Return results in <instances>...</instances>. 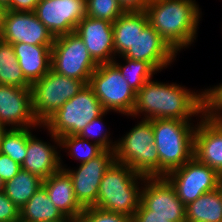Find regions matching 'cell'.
<instances>
[{
  "instance_id": "19",
  "label": "cell",
  "mask_w": 222,
  "mask_h": 222,
  "mask_svg": "<svg viewBox=\"0 0 222 222\" xmlns=\"http://www.w3.org/2000/svg\"><path fill=\"white\" fill-rule=\"evenodd\" d=\"M48 132L57 146L44 142L31 133L27 140V154L21 164V169L39 176L42 180L61 169V156L57 150L60 146L59 138Z\"/></svg>"
},
{
  "instance_id": "34",
  "label": "cell",
  "mask_w": 222,
  "mask_h": 222,
  "mask_svg": "<svg viewBox=\"0 0 222 222\" xmlns=\"http://www.w3.org/2000/svg\"><path fill=\"white\" fill-rule=\"evenodd\" d=\"M16 221H20V210L4 192H0V222Z\"/></svg>"
},
{
  "instance_id": "25",
  "label": "cell",
  "mask_w": 222,
  "mask_h": 222,
  "mask_svg": "<svg viewBox=\"0 0 222 222\" xmlns=\"http://www.w3.org/2000/svg\"><path fill=\"white\" fill-rule=\"evenodd\" d=\"M43 180L26 170L21 169L11 180L5 182V195L19 210L42 187Z\"/></svg>"
},
{
  "instance_id": "9",
  "label": "cell",
  "mask_w": 222,
  "mask_h": 222,
  "mask_svg": "<svg viewBox=\"0 0 222 222\" xmlns=\"http://www.w3.org/2000/svg\"><path fill=\"white\" fill-rule=\"evenodd\" d=\"M98 64L89 54L83 40L75 33L56 37L51 48V69L58 74L88 84Z\"/></svg>"
},
{
  "instance_id": "8",
  "label": "cell",
  "mask_w": 222,
  "mask_h": 222,
  "mask_svg": "<svg viewBox=\"0 0 222 222\" xmlns=\"http://www.w3.org/2000/svg\"><path fill=\"white\" fill-rule=\"evenodd\" d=\"M88 85L105 111L131 117L136 102V92L124 80L119 69L111 63L99 64Z\"/></svg>"
},
{
  "instance_id": "37",
  "label": "cell",
  "mask_w": 222,
  "mask_h": 222,
  "mask_svg": "<svg viewBox=\"0 0 222 222\" xmlns=\"http://www.w3.org/2000/svg\"><path fill=\"white\" fill-rule=\"evenodd\" d=\"M152 0H119L125 11H145Z\"/></svg>"
},
{
  "instance_id": "22",
  "label": "cell",
  "mask_w": 222,
  "mask_h": 222,
  "mask_svg": "<svg viewBox=\"0 0 222 222\" xmlns=\"http://www.w3.org/2000/svg\"><path fill=\"white\" fill-rule=\"evenodd\" d=\"M145 11H125L113 23L115 56H122L134 43L138 33L148 24Z\"/></svg>"
},
{
  "instance_id": "29",
  "label": "cell",
  "mask_w": 222,
  "mask_h": 222,
  "mask_svg": "<svg viewBox=\"0 0 222 222\" xmlns=\"http://www.w3.org/2000/svg\"><path fill=\"white\" fill-rule=\"evenodd\" d=\"M60 149L68 151L66 153L78 160L80 164L88 162L100 155L104 149L94 142L83 139L78 135H68L59 138Z\"/></svg>"
},
{
  "instance_id": "44",
  "label": "cell",
  "mask_w": 222,
  "mask_h": 222,
  "mask_svg": "<svg viewBox=\"0 0 222 222\" xmlns=\"http://www.w3.org/2000/svg\"><path fill=\"white\" fill-rule=\"evenodd\" d=\"M70 222H84L81 218L72 219Z\"/></svg>"
},
{
  "instance_id": "42",
  "label": "cell",
  "mask_w": 222,
  "mask_h": 222,
  "mask_svg": "<svg viewBox=\"0 0 222 222\" xmlns=\"http://www.w3.org/2000/svg\"><path fill=\"white\" fill-rule=\"evenodd\" d=\"M4 185H5V182L0 177V192H4Z\"/></svg>"
},
{
  "instance_id": "21",
  "label": "cell",
  "mask_w": 222,
  "mask_h": 222,
  "mask_svg": "<svg viewBox=\"0 0 222 222\" xmlns=\"http://www.w3.org/2000/svg\"><path fill=\"white\" fill-rule=\"evenodd\" d=\"M12 46L22 73L30 84L43 78L51 69L52 46L25 43H14Z\"/></svg>"
},
{
  "instance_id": "27",
  "label": "cell",
  "mask_w": 222,
  "mask_h": 222,
  "mask_svg": "<svg viewBox=\"0 0 222 222\" xmlns=\"http://www.w3.org/2000/svg\"><path fill=\"white\" fill-rule=\"evenodd\" d=\"M116 58L117 57H115L112 63L119 69L124 80L136 93L158 72L149 62L121 57L126 63L121 64L117 62Z\"/></svg>"
},
{
  "instance_id": "32",
  "label": "cell",
  "mask_w": 222,
  "mask_h": 222,
  "mask_svg": "<svg viewBox=\"0 0 222 222\" xmlns=\"http://www.w3.org/2000/svg\"><path fill=\"white\" fill-rule=\"evenodd\" d=\"M205 114L212 120L222 122V83L204 89Z\"/></svg>"
},
{
  "instance_id": "16",
  "label": "cell",
  "mask_w": 222,
  "mask_h": 222,
  "mask_svg": "<svg viewBox=\"0 0 222 222\" xmlns=\"http://www.w3.org/2000/svg\"><path fill=\"white\" fill-rule=\"evenodd\" d=\"M178 54L148 23L138 33L133 45L120 57L149 62L158 72L176 60Z\"/></svg>"
},
{
  "instance_id": "4",
  "label": "cell",
  "mask_w": 222,
  "mask_h": 222,
  "mask_svg": "<svg viewBox=\"0 0 222 222\" xmlns=\"http://www.w3.org/2000/svg\"><path fill=\"white\" fill-rule=\"evenodd\" d=\"M156 151L159 155V176L183 166L194 156L192 120L153 119Z\"/></svg>"
},
{
  "instance_id": "15",
  "label": "cell",
  "mask_w": 222,
  "mask_h": 222,
  "mask_svg": "<svg viewBox=\"0 0 222 222\" xmlns=\"http://www.w3.org/2000/svg\"><path fill=\"white\" fill-rule=\"evenodd\" d=\"M0 123L9 129L41 128L33 114L30 88L0 85Z\"/></svg>"
},
{
  "instance_id": "40",
  "label": "cell",
  "mask_w": 222,
  "mask_h": 222,
  "mask_svg": "<svg viewBox=\"0 0 222 222\" xmlns=\"http://www.w3.org/2000/svg\"><path fill=\"white\" fill-rule=\"evenodd\" d=\"M7 129H8L7 127H5L4 125L0 123V146H1L3 135L5 134Z\"/></svg>"
},
{
  "instance_id": "6",
  "label": "cell",
  "mask_w": 222,
  "mask_h": 222,
  "mask_svg": "<svg viewBox=\"0 0 222 222\" xmlns=\"http://www.w3.org/2000/svg\"><path fill=\"white\" fill-rule=\"evenodd\" d=\"M105 112L92 88L85 86L70 100L66 101L41 127L57 138L78 135L93 119Z\"/></svg>"
},
{
  "instance_id": "31",
  "label": "cell",
  "mask_w": 222,
  "mask_h": 222,
  "mask_svg": "<svg viewBox=\"0 0 222 222\" xmlns=\"http://www.w3.org/2000/svg\"><path fill=\"white\" fill-rule=\"evenodd\" d=\"M108 114V111H105L99 117L93 119L90 123H88L82 131L78 134L79 137L83 139H91V142L98 144L104 150H115L117 141L111 140L109 137L110 132L104 129V121L103 116Z\"/></svg>"
},
{
  "instance_id": "14",
  "label": "cell",
  "mask_w": 222,
  "mask_h": 222,
  "mask_svg": "<svg viewBox=\"0 0 222 222\" xmlns=\"http://www.w3.org/2000/svg\"><path fill=\"white\" fill-rule=\"evenodd\" d=\"M54 38L75 32L86 16L85 0H40L34 11Z\"/></svg>"
},
{
  "instance_id": "2",
  "label": "cell",
  "mask_w": 222,
  "mask_h": 222,
  "mask_svg": "<svg viewBox=\"0 0 222 222\" xmlns=\"http://www.w3.org/2000/svg\"><path fill=\"white\" fill-rule=\"evenodd\" d=\"M196 3V0H152L145 10L149 24L177 54L196 40L202 15Z\"/></svg>"
},
{
  "instance_id": "45",
  "label": "cell",
  "mask_w": 222,
  "mask_h": 222,
  "mask_svg": "<svg viewBox=\"0 0 222 222\" xmlns=\"http://www.w3.org/2000/svg\"><path fill=\"white\" fill-rule=\"evenodd\" d=\"M218 188H219V190H220V192L222 194V180H220Z\"/></svg>"
},
{
  "instance_id": "12",
  "label": "cell",
  "mask_w": 222,
  "mask_h": 222,
  "mask_svg": "<svg viewBox=\"0 0 222 222\" xmlns=\"http://www.w3.org/2000/svg\"><path fill=\"white\" fill-rule=\"evenodd\" d=\"M114 162L115 151L112 150H104L97 157L80 164L76 170L63 166L61 159V169L71 177L75 197L83 208L95 206L102 177Z\"/></svg>"
},
{
  "instance_id": "33",
  "label": "cell",
  "mask_w": 222,
  "mask_h": 222,
  "mask_svg": "<svg viewBox=\"0 0 222 222\" xmlns=\"http://www.w3.org/2000/svg\"><path fill=\"white\" fill-rule=\"evenodd\" d=\"M84 222H133V217L112 213L98 207L84 208L81 217Z\"/></svg>"
},
{
  "instance_id": "24",
  "label": "cell",
  "mask_w": 222,
  "mask_h": 222,
  "mask_svg": "<svg viewBox=\"0 0 222 222\" xmlns=\"http://www.w3.org/2000/svg\"><path fill=\"white\" fill-rule=\"evenodd\" d=\"M65 219L67 217L54 206L43 187L20 210V222H52Z\"/></svg>"
},
{
  "instance_id": "7",
  "label": "cell",
  "mask_w": 222,
  "mask_h": 222,
  "mask_svg": "<svg viewBox=\"0 0 222 222\" xmlns=\"http://www.w3.org/2000/svg\"><path fill=\"white\" fill-rule=\"evenodd\" d=\"M84 86L83 81L58 74L52 69L43 78L32 83V110L39 124L42 125Z\"/></svg>"
},
{
  "instance_id": "38",
  "label": "cell",
  "mask_w": 222,
  "mask_h": 222,
  "mask_svg": "<svg viewBox=\"0 0 222 222\" xmlns=\"http://www.w3.org/2000/svg\"><path fill=\"white\" fill-rule=\"evenodd\" d=\"M133 222H169L168 218L161 216H133Z\"/></svg>"
},
{
  "instance_id": "11",
  "label": "cell",
  "mask_w": 222,
  "mask_h": 222,
  "mask_svg": "<svg viewBox=\"0 0 222 222\" xmlns=\"http://www.w3.org/2000/svg\"><path fill=\"white\" fill-rule=\"evenodd\" d=\"M164 177L171 183L185 206L204 193L216 190L220 182L219 173L194 156Z\"/></svg>"
},
{
  "instance_id": "35",
  "label": "cell",
  "mask_w": 222,
  "mask_h": 222,
  "mask_svg": "<svg viewBox=\"0 0 222 222\" xmlns=\"http://www.w3.org/2000/svg\"><path fill=\"white\" fill-rule=\"evenodd\" d=\"M21 170V165L9 156L0 153V177L4 182L11 180Z\"/></svg>"
},
{
  "instance_id": "1",
  "label": "cell",
  "mask_w": 222,
  "mask_h": 222,
  "mask_svg": "<svg viewBox=\"0 0 222 222\" xmlns=\"http://www.w3.org/2000/svg\"><path fill=\"white\" fill-rule=\"evenodd\" d=\"M144 120L179 119L191 120L205 114L204 91L195 92L177 83L148 80L136 93L132 117Z\"/></svg>"
},
{
  "instance_id": "3",
  "label": "cell",
  "mask_w": 222,
  "mask_h": 222,
  "mask_svg": "<svg viewBox=\"0 0 222 222\" xmlns=\"http://www.w3.org/2000/svg\"><path fill=\"white\" fill-rule=\"evenodd\" d=\"M146 178L129 166L114 162L102 177L94 207L133 217L141 201L140 185Z\"/></svg>"
},
{
  "instance_id": "5",
  "label": "cell",
  "mask_w": 222,
  "mask_h": 222,
  "mask_svg": "<svg viewBox=\"0 0 222 222\" xmlns=\"http://www.w3.org/2000/svg\"><path fill=\"white\" fill-rule=\"evenodd\" d=\"M156 149L152 120L141 119L117 140L115 162L125 164L141 175L157 177L159 155Z\"/></svg>"
},
{
  "instance_id": "13",
  "label": "cell",
  "mask_w": 222,
  "mask_h": 222,
  "mask_svg": "<svg viewBox=\"0 0 222 222\" xmlns=\"http://www.w3.org/2000/svg\"><path fill=\"white\" fill-rule=\"evenodd\" d=\"M0 39L10 44L52 46L55 38L34 12L6 10Z\"/></svg>"
},
{
  "instance_id": "30",
  "label": "cell",
  "mask_w": 222,
  "mask_h": 222,
  "mask_svg": "<svg viewBox=\"0 0 222 222\" xmlns=\"http://www.w3.org/2000/svg\"><path fill=\"white\" fill-rule=\"evenodd\" d=\"M86 16L114 23L125 10L119 0H85Z\"/></svg>"
},
{
  "instance_id": "41",
  "label": "cell",
  "mask_w": 222,
  "mask_h": 222,
  "mask_svg": "<svg viewBox=\"0 0 222 222\" xmlns=\"http://www.w3.org/2000/svg\"><path fill=\"white\" fill-rule=\"evenodd\" d=\"M11 0H0V3L6 8L9 6Z\"/></svg>"
},
{
  "instance_id": "18",
  "label": "cell",
  "mask_w": 222,
  "mask_h": 222,
  "mask_svg": "<svg viewBox=\"0 0 222 222\" xmlns=\"http://www.w3.org/2000/svg\"><path fill=\"white\" fill-rule=\"evenodd\" d=\"M194 131V157L200 162L222 171V122L206 114L200 117Z\"/></svg>"
},
{
  "instance_id": "23",
  "label": "cell",
  "mask_w": 222,
  "mask_h": 222,
  "mask_svg": "<svg viewBox=\"0 0 222 222\" xmlns=\"http://www.w3.org/2000/svg\"><path fill=\"white\" fill-rule=\"evenodd\" d=\"M186 222H222V194L219 188L186 205Z\"/></svg>"
},
{
  "instance_id": "10",
  "label": "cell",
  "mask_w": 222,
  "mask_h": 222,
  "mask_svg": "<svg viewBox=\"0 0 222 222\" xmlns=\"http://www.w3.org/2000/svg\"><path fill=\"white\" fill-rule=\"evenodd\" d=\"M134 216H161L168 218L169 222H186V206L164 176L147 177Z\"/></svg>"
},
{
  "instance_id": "28",
  "label": "cell",
  "mask_w": 222,
  "mask_h": 222,
  "mask_svg": "<svg viewBox=\"0 0 222 222\" xmlns=\"http://www.w3.org/2000/svg\"><path fill=\"white\" fill-rule=\"evenodd\" d=\"M32 128L35 129V127L8 128L1 141L0 153L21 165L27 154V140L32 133Z\"/></svg>"
},
{
  "instance_id": "26",
  "label": "cell",
  "mask_w": 222,
  "mask_h": 222,
  "mask_svg": "<svg viewBox=\"0 0 222 222\" xmlns=\"http://www.w3.org/2000/svg\"><path fill=\"white\" fill-rule=\"evenodd\" d=\"M0 85L30 88L18 64L12 44L0 39Z\"/></svg>"
},
{
  "instance_id": "43",
  "label": "cell",
  "mask_w": 222,
  "mask_h": 222,
  "mask_svg": "<svg viewBox=\"0 0 222 222\" xmlns=\"http://www.w3.org/2000/svg\"><path fill=\"white\" fill-rule=\"evenodd\" d=\"M71 220H72L71 218H67L65 220L52 221V222H70ZM45 222H50V221H45Z\"/></svg>"
},
{
  "instance_id": "39",
  "label": "cell",
  "mask_w": 222,
  "mask_h": 222,
  "mask_svg": "<svg viewBox=\"0 0 222 222\" xmlns=\"http://www.w3.org/2000/svg\"><path fill=\"white\" fill-rule=\"evenodd\" d=\"M5 13H6V7L3 6L1 3H0V27H1V24H2V20L5 16Z\"/></svg>"
},
{
  "instance_id": "36",
  "label": "cell",
  "mask_w": 222,
  "mask_h": 222,
  "mask_svg": "<svg viewBox=\"0 0 222 222\" xmlns=\"http://www.w3.org/2000/svg\"><path fill=\"white\" fill-rule=\"evenodd\" d=\"M40 0H11L6 10L34 12Z\"/></svg>"
},
{
  "instance_id": "20",
  "label": "cell",
  "mask_w": 222,
  "mask_h": 222,
  "mask_svg": "<svg viewBox=\"0 0 222 222\" xmlns=\"http://www.w3.org/2000/svg\"><path fill=\"white\" fill-rule=\"evenodd\" d=\"M54 206L67 218L78 219L84 208L78 203L73 189L72 179L64 170L53 173L42 182Z\"/></svg>"
},
{
  "instance_id": "46",
  "label": "cell",
  "mask_w": 222,
  "mask_h": 222,
  "mask_svg": "<svg viewBox=\"0 0 222 222\" xmlns=\"http://www.w3.org/2000/svg\"><path fill=\"white\" fill-rule=\"evenodd\" d=\"M220 180H222V171L219 173Z\"/></svg>"
},
{
  "instance_id": "17",
  "label": "cell",
  "mask_w": 222,
  "mask_h": 222,
  "mask_svg": "<svg viewBox=\"0 0 222 222\" xmlns=\"http://www.w3.org/2000/svg\"><path fill=\"white\" fill-rule=\"evenodd\" d=\"M75 33L98 65L111 63L115 59L113 23L85 16L78 23Z\"/></svg>"
}]
</instances>
